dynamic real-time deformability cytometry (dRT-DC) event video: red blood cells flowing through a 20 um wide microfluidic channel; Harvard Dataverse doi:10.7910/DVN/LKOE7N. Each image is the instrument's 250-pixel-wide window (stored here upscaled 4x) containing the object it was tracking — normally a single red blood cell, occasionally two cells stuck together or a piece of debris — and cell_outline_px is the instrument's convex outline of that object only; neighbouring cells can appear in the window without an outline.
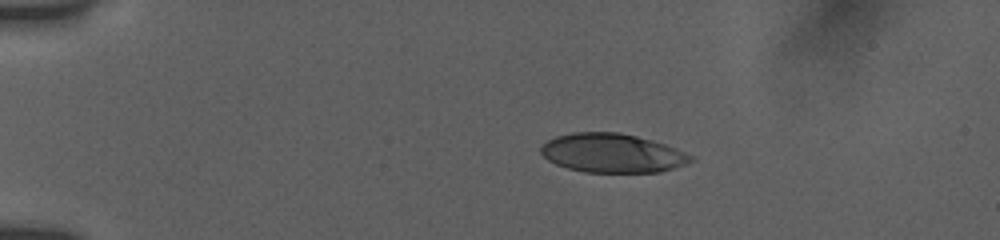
{"species": "human", "species_latin": "Homo sapiens", "temperature_condition": "room temperature", "stored_images_in_passage": 44, "camera_frame_rate_fps": 3000, "um_per_image_px": 0.085, "donor": {"sex": "female"}, "frame": {"image": 1, "passage_image": 1, "time_ms": 0.0, "image_size_px": [1000, 240], "cell_outline_px": [[696, 160], [660, 172], [584, 172], [568, 168], [556, 164], [548, 160], [540, 152], [540, 148], [548, 140], [556, 136], [572, 132], [620, 132], [652, 140], [676, 148], [696, 156]], "centroid_in_image_um": [52.06, 13.01], "position_along_channel_um": 32.9, "area_um2": 34.1}}
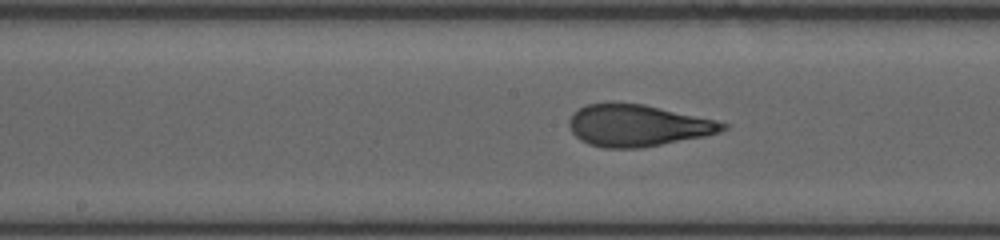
{"frame": {"image": 2, "passage_image": 19, "time_ms": 6.0, "image_size_px": [1000, 240], "cell_outline_px": [[732, 124], [728, 128], [720, 132], [704, 136], [644, 148], [604, 148], [588, 144], [580, 140], [572, 132], [568, 124], [568, 120], [572, 112], [588, 104], [608, 100], [612, 100], [644, 104], [716, 120]], "centroid_in_image_um": [54.18, 10.64], "position_along_channel_um": 194.0, "area_um2": 38.21}}
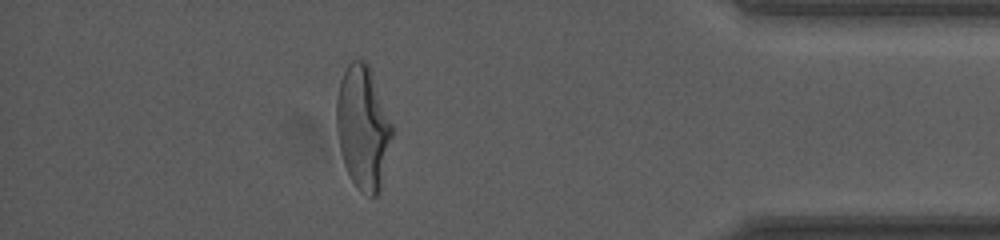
{"frame": {"image": 3, "passage_image": 38, "time_ms": 12.333, "image_size_px": [1000, 240], "cell_outline_px": [[392, 136], [380, 188], [376, 196], [368, 196], [360, 192], [356, 188], [344, 164], [340, 152], [336, 128], [336, 100], [340, 80], [348, 64], [352, 60], [364, 60], [368, 64], [392, 124]], "centroid_in_image_um": [30.82, 10.85], "position_along_channel_um": 404.4, "area_um2": 39.65}, "authors_computed_cell_mechanics": {"area_um2": 37.6856, "velocity_mm_per_s": 3.8452, "shape_relaxation_time_tau1_ms": 3.9737, "shape_relaxation_time_tau2_ms": 0.7612, "deformation_change_tau1": 0.1821, "deformation_change_tau2": 0.0852}}